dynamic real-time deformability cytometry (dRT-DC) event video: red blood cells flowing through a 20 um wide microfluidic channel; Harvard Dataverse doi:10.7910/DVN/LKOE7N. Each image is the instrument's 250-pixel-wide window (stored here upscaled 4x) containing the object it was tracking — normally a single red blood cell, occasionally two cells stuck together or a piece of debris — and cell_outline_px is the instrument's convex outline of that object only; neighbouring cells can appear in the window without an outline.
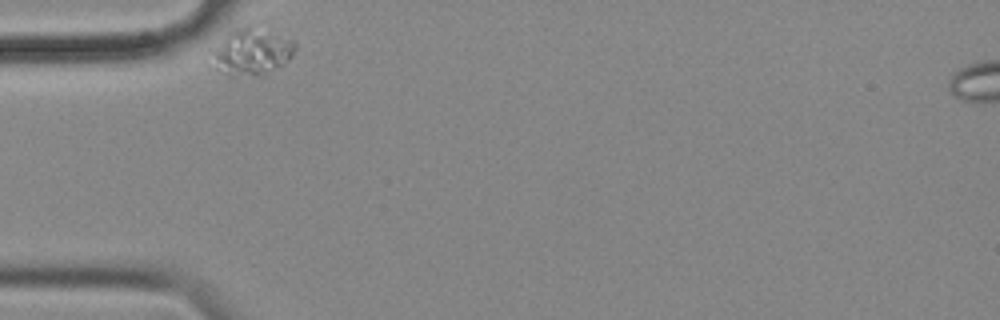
{"species": "common noctule bat (a hibernating species)", "species_latin": "Nyctalus noctula", "temperature_condition": "cold", "stored_images_in_passage": 37, "camera_frame_rate_fps": 3000, "um_per_image_px": 0.085, "animal": {"sex": "female", "body_mass_g": 18.4}, "frame": {"image": 1, "passage_image": 1, "time_ms": 0.0, "image_size_px": [1000, 320], "cell_outline_px": [[296, 48], [288, 60], [284, 64], [264, 76], [228, 76], [220, 72], [204, 60], [208, 48], [228, 32], [236, 28], [248, 24], [252, 24], [292, 40], [296, 44]], "centroid_in_image_um": [21.22, 4.41], "position_along_channel_um": 63.8, "area_um2": 24.22}}
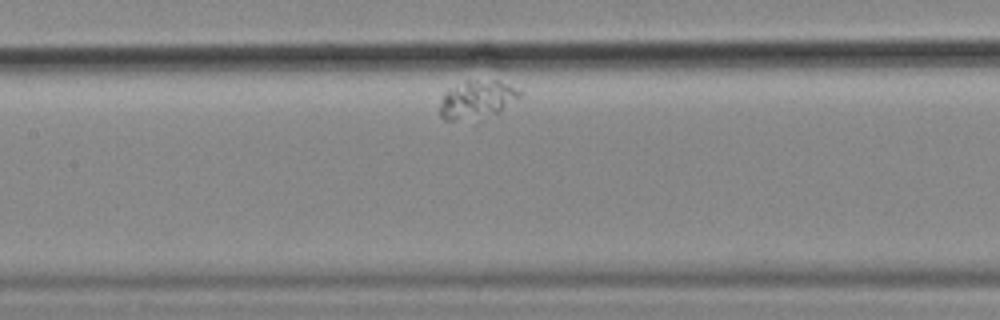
{"frame": {"image": 2, "passage_image": 13, "time_ms": 4.0, "image_size_px": [1000, 320], "cell_outline_px": [[520, 96], [500, 112], [480, 120], [444, 120], [440, 116], [440, 104], [444, 92], [464, 80], [496, 80], [520, 92]], "centroid_in_image_um": [40.48, 8.49], "position_along_channel_um": 166.9, "area_um2": 17.74}}
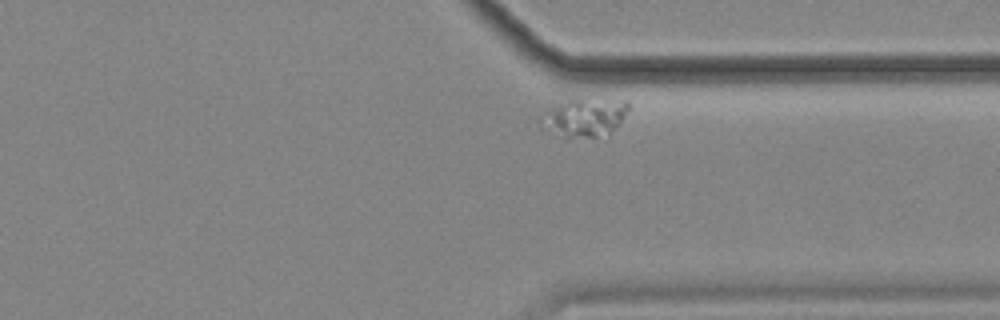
{"frame": {"image": 3, "passage_image": 33, "time_ms": 10.667, "image_size_px": [1000, 320], "cell_outline_px": [[628, 108], [624, 116], [608, 132], [596, 136], [568, 140], [564, 140], [552, 116], [552, 112], [556, 108], [568, 100], [628, 100]], "centroid_in_image_um": [50.0, 9.97], "position_along_channel_um": 361.4, "area_um2": 16.7}}